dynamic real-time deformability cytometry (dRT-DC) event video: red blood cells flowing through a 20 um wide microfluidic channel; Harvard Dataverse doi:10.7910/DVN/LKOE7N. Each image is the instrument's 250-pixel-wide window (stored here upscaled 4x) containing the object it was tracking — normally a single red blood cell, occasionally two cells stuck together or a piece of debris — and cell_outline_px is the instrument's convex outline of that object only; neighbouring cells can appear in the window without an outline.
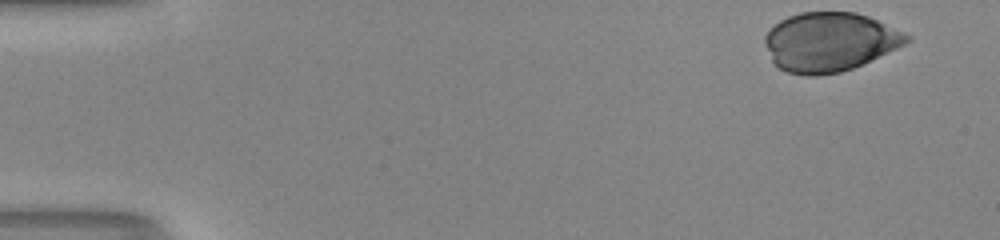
{"species": "human", "species_latin": "Homo sapiens", "temperature_condition": "room temperature", "stored_images_in_passage": 39, "camera_frame_rate_fps": 3000, "um_per_image_px": 0.085, "donor": {"sex": "male"}, "frame": {"image": 1, "passage_image": 1, "time_ms": 0.0, "image_size_px": [1000, 240], "cell_outline_px": [[912, 40], [896, 48], [852, 68], [840, 72], [816, 76], [804, 76], [784, 72], [772, 60], [764, 44], [764, 36], [768, 28], [780, 20], [788, 16], [800, 12], [856, 12], [868, 16], [904, 32], [912, 36]], "centroid_in_image_um": [70.48, 3.56], "position_along_channel_um": 14.5, "area_um2": 48.9}}
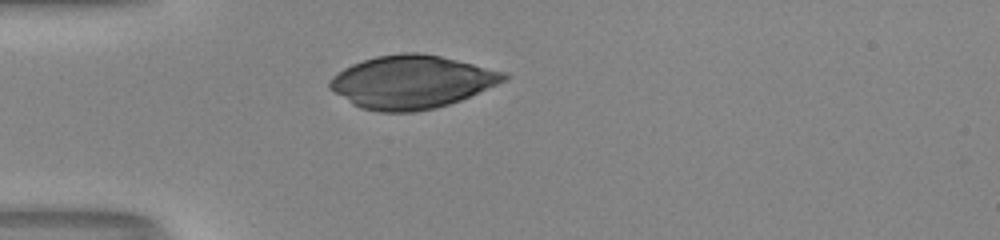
{"frame": {"image": 2, "passage_image": 13, "time_ms": 4.0, "image_size_px": [1000, 240], "cell_outline_px": [[512, 76], [508, 80], [460, 100], [436, 108], [416, 112], [380, 112], [360, 108], [352, 104], [328, 88], [328, 84], [332, 76], [344, 68], [352, 64], [376, 56], [404, 52], [416, 52], [440, 56], [508, 72]], "centroid_in_image_um": [35.01, 6.97], "position_along_channel_um": 50.0, "area_um2": 54.04}}